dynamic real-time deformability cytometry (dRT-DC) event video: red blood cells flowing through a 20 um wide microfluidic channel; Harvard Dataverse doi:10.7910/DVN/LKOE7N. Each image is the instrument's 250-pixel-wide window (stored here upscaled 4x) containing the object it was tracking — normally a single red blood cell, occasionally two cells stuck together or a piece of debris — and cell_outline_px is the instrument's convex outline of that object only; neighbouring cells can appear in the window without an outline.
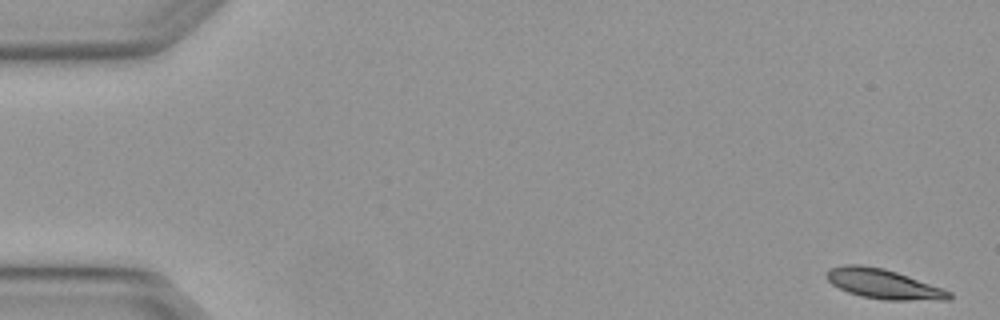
{"species": "Egyptian fruit bat (a non-hibernating species)", "species_latin": "Rousettus aegyptiacus", "temperature_condition": "warm", "stored_images_in_passage": 4, "camera_frame_rate_fps": 3000, "um_per_image_px": 0.085, "animal": {"sex": "female"}, "frame": {"image": 1, "passage_image": 1, "time_ms": 0.0, "image_size_px": [1000, 320], "cell_outline_px": [[952, 296], [948, 300], [884, 300], [864, 296], [848, 292], [832, 284], [828, 280], [828, 268], [844, 264], [860, 264], [884, 268], [944, 288], [952, 292]], "centroid_in_image_um": [75.13, 24.13], "position_along_channel_um": 9.9, "area_um2": 21.15}}
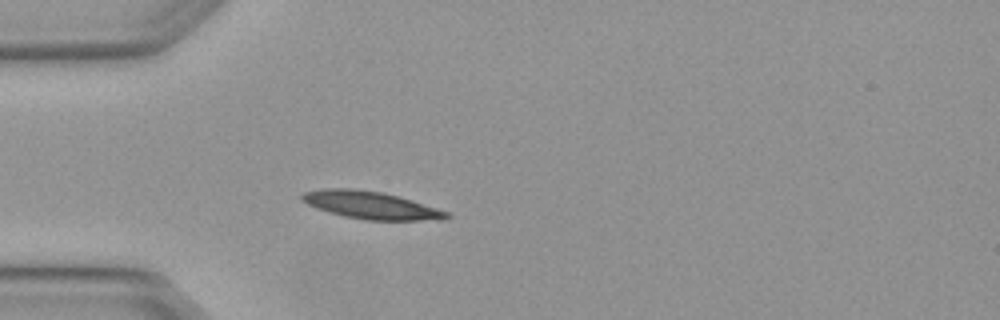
{"frame": {"image": 2, "passage_image": 4, "time_ms": 1.0, "image_size_px": [1000, 320], "cell_outline_px": [[452, 216], [440, 220], [364, 220], [344, 216], [328, 212], [316, 208], [300, 200], [300, 196], [304, 192], [324, 188], [352, 188], [380, 192], [400, 196], [448, 212]], "centroid_in_image_um": [31.5, 17.44], "position_along_channel_um": 53.5, "area_um2": 23.24}}